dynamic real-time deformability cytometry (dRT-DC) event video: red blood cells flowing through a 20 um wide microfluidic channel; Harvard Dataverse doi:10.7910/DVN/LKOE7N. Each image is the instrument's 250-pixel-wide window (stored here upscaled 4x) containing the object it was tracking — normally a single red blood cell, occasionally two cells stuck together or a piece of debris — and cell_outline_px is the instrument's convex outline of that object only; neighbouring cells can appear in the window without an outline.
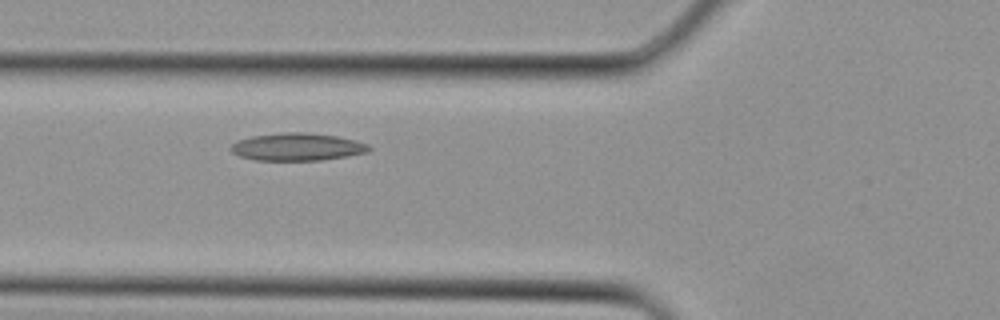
{"species": "Egyptian fruit bat (a non-hibernating species)", "species_latin": "Rousettus aegyptiacus", "temperature_condition": "cold", "stored_images_in_passage": 6, "camera_frame_rate_fps": 3000, "um_per_image_px": 0.085, "animal": {"sex": "female"}, "frame": {"image": 1, "passage_image": 5, "time_ms": 1.333, "image_size_px": [1000, 320], "cell_outline_px": [[372, 148], [368, 152], [348, 156], [320, 160], [256, 160], [240, 156], [232, 152], [228, 148], [236, 140], [252, 136], [280, 132], [308, 132], [336, 136], [356, 140], [368, 144]], "centroid_in_image_um": [25.26, 12.47], "position_along_channel_um": 100.5, "area_um2": 22.37}}
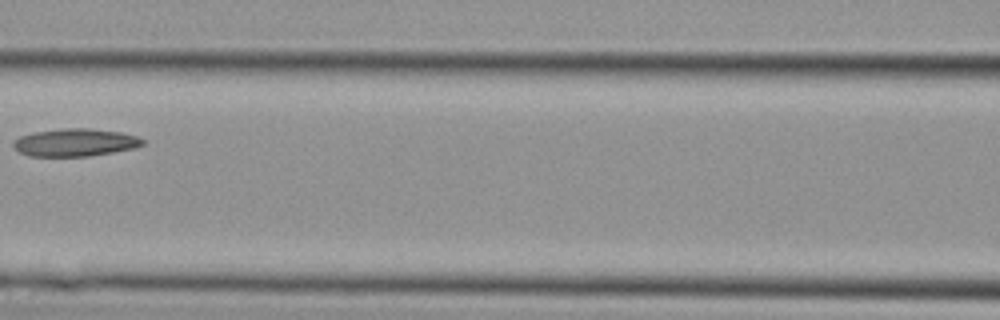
{"frame": {"image": 2, "passage_image": 6, "time_ms": 1.667, "image_size_px": [1000, 320], "cell_outline_px": [[144, 144], [136, 148], [88, 156], [28, 156], [20, 152], [12, 144], [12, 140], [20, 136], [36, 132], [64, 128], [92, 128], [120, 132], [136, 136], [144, 140]], "centroid_in_image_um": [6.39, 12.11], "position_along_channel_um": 160.2, "area_um2": 20.81}}